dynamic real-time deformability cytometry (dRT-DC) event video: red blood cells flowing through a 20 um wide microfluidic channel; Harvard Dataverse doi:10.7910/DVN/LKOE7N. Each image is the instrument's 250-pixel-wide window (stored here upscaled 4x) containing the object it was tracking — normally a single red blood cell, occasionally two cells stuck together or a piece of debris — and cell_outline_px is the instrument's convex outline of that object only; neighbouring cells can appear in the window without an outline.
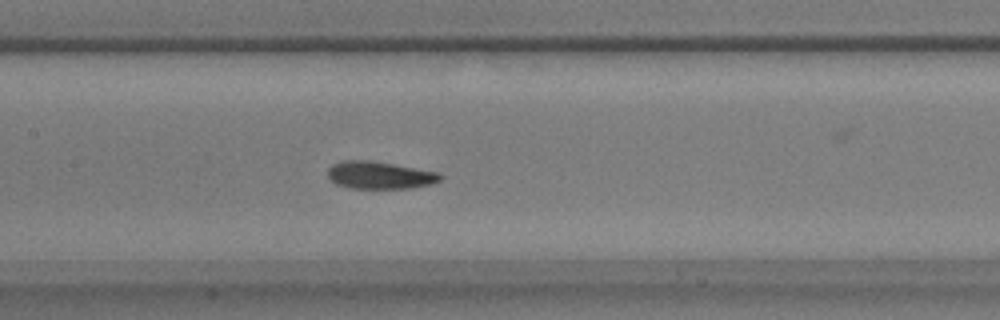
{"species": "common noctule bat (a hibernating species)", "species_latin": "Nyctalus noctula", "temperature_condition": "warm", "stored_images_in_passage": 53, "camera_frame_rate_fps": 3000, "um_per_image_px": 0.085, "animal": {"sex": "male", "body_mass_g": 17.9}, "frame": {"image": 1, "passage_image": 25, "time_ms": 8.0, "image_size_px": [1000, 320], "cell_outline_px": [[444, 176], [440, 180], [428, 184], [412, 188], [348, 188], [336, 184], [328, 176], [328, 168], [332, 164], [344, 160], [372, 160], [440, 172]], "centroid_in_image_um": [32.28, 14.88], "position_along_channel_um": 175.1, "area_um2": 18.09}}
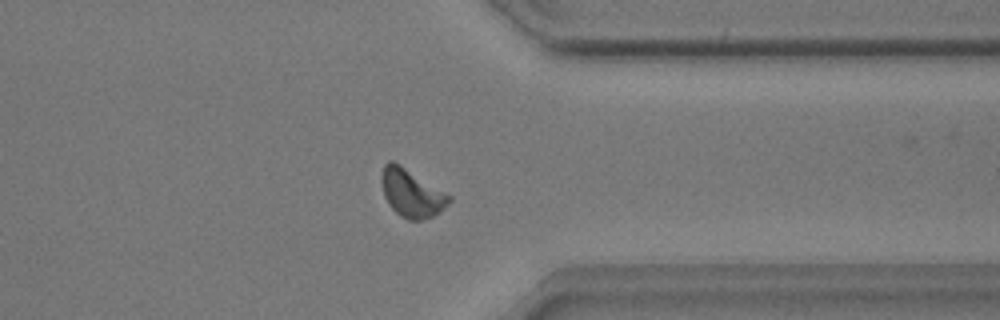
{"frame": {"image": 2, "passage_image": 41, "time_ms": 13.333, "image_size_px": [1000, 320], "cell_outline_px": [[452, 200], [444, 208], [432, 216], [420, 220], [408, 220], [400, 216], [388, 204], [384, 196], [380, 180], [380, 176], [384, 164], [388, 160], [392, 160], [400, 164], [452, 196]], "centroid_in_image_um": [34.95, 16.4], "position_along_channel_um": 376.4, "area_um2": 18.96}}
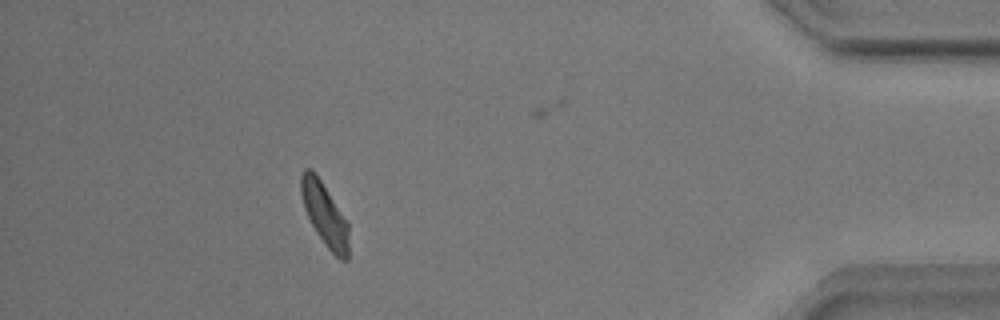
{"frame": {"image": 3, "passage_image": 47, "time_ms": 15.333, "image_size_px": [1000, 320], "cell_outline_px": [[348, 260], [340, 260], [324, 244], [316, 232], [304, 208], [300, 192], [300, 176], [304, 168], [308, 168], [320, 180], [348, 224]], "centroid_in_image_um": [27.57, 18.25], "position_along_channel_um": 407.6, "area_um2": 16.99}, "authors_computed_cell_mechanics": {"area_um2": 17.6868, "velocity_mm_per_s": 3.8634, "shape_relaxation_time_tau1_ms": 7.4015, "shape_relaxation_time_tau2_ms": 2.4046, "deformation_change_tau1": 0.1878, "deformation_change_tau2": 0.0877}}